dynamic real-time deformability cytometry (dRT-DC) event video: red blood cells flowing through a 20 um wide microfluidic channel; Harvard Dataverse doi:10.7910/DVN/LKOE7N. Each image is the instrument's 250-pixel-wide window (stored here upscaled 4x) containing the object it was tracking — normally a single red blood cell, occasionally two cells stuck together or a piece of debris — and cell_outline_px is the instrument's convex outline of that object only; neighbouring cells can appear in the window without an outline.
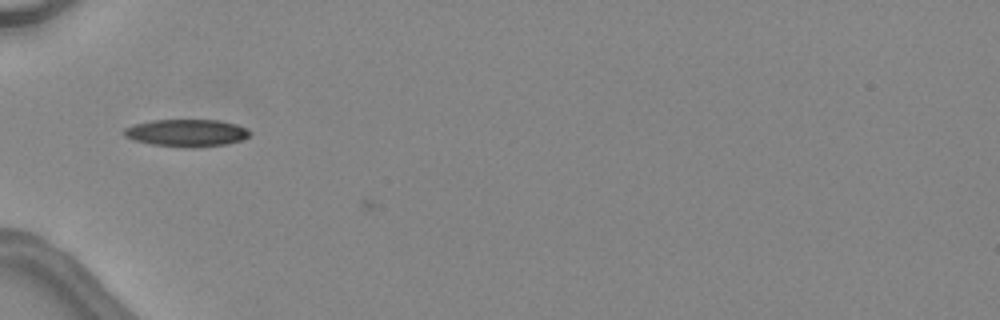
{"species": "common noctule bat (a hibernating species)", "species_latin": "Nyctalus noctula", "temperature_condition": "warm", "stored_images_in_passage": 14, "camera_frame_rate_fps": 3000, "um_per_image_px": 0.085, "animal": {"sex": "female", "body_mass_g": 24.6, "forearm_length_mm": 56.2}, "frame": {"image": 1, "passage_image": 13, "time_ms": 4.0, "image_size_px": [1000, 320], "cell_outline_px": [[252, 132], [248, 136], [240, 140], [224, 144], [192, 148], [152, 144], [132, 140], [124, 136], [124, 128], [136, 124], [152, 120], [216, 120], [236, 124]], "centroid_in_image_um": [15.83, 11.29], "position_along_channel_um": 69.2, "area_um2": 19.77}}